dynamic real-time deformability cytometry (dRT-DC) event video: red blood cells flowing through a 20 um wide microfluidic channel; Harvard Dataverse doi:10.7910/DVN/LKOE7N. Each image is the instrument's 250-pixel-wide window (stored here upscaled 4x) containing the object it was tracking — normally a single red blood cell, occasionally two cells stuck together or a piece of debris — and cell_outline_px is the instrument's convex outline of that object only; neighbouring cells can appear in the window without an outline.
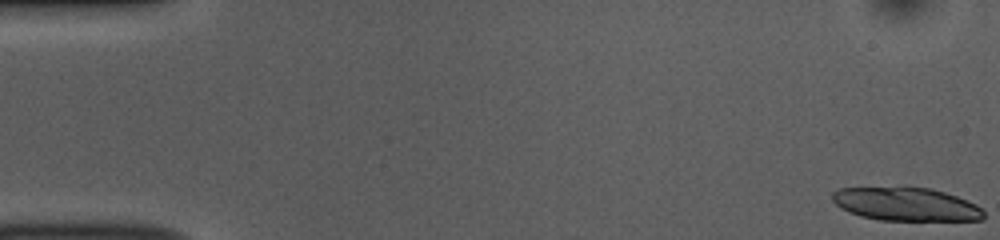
{"species": "common noctule bat (a hibernating species)", "species_latin": "Nyctalus noctula", "temperature_condition": "room temperature", "stored_images_in_passage": 31, "segment_of_instrument_passage": [1, 2], "camera_frame_rate_fps": 3000, "um_per_image_px": 0.085, "animal": {"sex": "female", "body_mass_g": 10.0, "forearm_length_mm": 53.1}, "frame": {"image": 1, "passage_image": 1, "time_ms": 0.0, "image_size_px": [1000, 240], "cell_outline_px": [[984, 216], [980, 220], [880, 220], [860, 216], [848, 212], [840, 208], [832, 200], [832, 192], [840, 188], [904, 184], [932, 188], [956, 196], [976, 204], [984, 212]], "centroid_in_image_um": [76.94, 17.3], "position_along_channel_um": 8.1, "area_um2": 30.4}}